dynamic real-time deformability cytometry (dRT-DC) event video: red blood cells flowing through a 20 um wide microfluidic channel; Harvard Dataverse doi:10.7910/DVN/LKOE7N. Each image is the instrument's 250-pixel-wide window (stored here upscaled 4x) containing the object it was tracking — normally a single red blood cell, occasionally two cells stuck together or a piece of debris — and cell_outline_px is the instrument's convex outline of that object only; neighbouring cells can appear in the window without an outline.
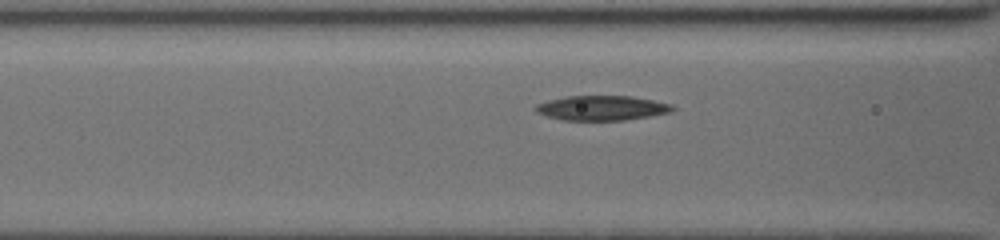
{"species": "common noctule bat (a hibernating species)", "species_latin": "Nyctalus noctula", "temperature_condition": "cold", "stored_images_in_passage": 14, "camera_frame_rate_fps": 3000, "um_per_image_px": 0.085, "animal": {"sex": "female", "body_mass_g": 19.5, "forearm_length_mm": 54.1}, "frame": {"image": 1, "passage_image": 11, "time_ms": 3.333, "image_size_px": [1000, 240], "cell_outline_px": [[676, 108], [672, 112], [624, 120], [564, 120], [548, 116], [536, 112], [532, 108], [536, 104], [548, 100], [564, 96], [632, 96], [672, 104]], "centroid_in_image_um": [51.14, 9.17], "position_along_channel_um": 115.5, "area_um2": 19.77}}